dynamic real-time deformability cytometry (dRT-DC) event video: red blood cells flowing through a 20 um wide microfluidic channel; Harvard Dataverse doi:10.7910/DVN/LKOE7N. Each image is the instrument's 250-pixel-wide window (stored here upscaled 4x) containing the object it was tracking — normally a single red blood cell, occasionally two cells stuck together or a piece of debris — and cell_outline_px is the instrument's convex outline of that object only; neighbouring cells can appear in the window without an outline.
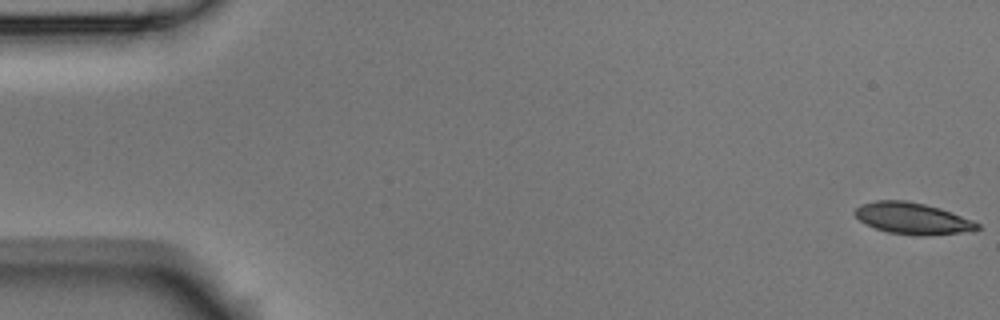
{"species": "Egyptian fruit bat (a non-hibernating species)", "species_latin": "Rousettus aegyptiacus", "temperature_condition": "room temperature", "stored_images_in_passage": 4, "camera_frame_rate_fps": 3000, "um_per_image_px": 0.085, "animal": {"sex": "male"}, "frame": {"image": 1, "passage_image": 1, "time_ms": 0.0, "image_size_px": [1000, 320], "cell_outline_px": [[980, 228], [960, 232], [924, 236], [920, 236], [888, 232], [864, 224], [852, 212], [860, 204], [876, 200], [904, 200], [924, 204], [940, 208], [952, 212], [972, 220], [980, 224]], "centroid_in_image_um": [77.52, 18.55], "position_along_channel_um": 7.5, "area_um2": 22.37}}